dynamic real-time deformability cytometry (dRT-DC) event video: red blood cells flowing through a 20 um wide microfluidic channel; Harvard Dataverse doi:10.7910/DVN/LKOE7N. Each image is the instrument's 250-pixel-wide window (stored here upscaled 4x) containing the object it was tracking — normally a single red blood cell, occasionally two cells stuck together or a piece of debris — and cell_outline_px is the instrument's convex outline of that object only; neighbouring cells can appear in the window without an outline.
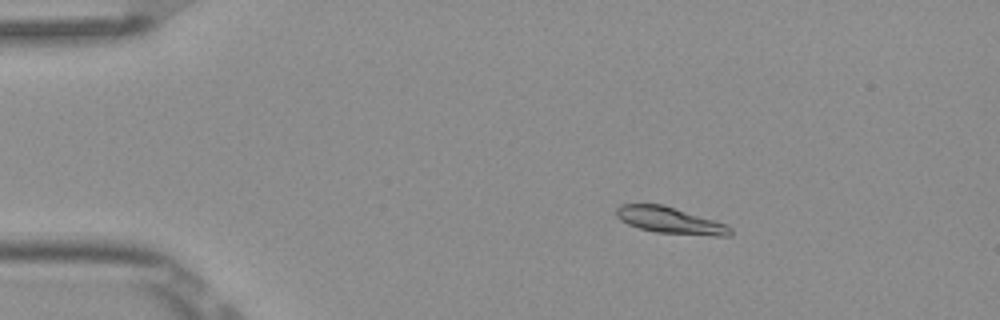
{"species": "Egyptian fruit bat (a non-hibernating species)", "species_latin": "Rousettus aegyptiacus", "temperature_condition": "room temperature", "stored_images_in_passage": 7, "camera_frame_rate_fps": 3000, "um_per_image_px": 0.085, "frame": {"image": 1, "passage_image": 1, "time_ms": 0.0, "image_size_px": [1000, 320], "cell_outline_px": [[732, 236], [712, 236], [656, 232], [640, 228], [628, 224], [620, 220], [616, 216], [616, 208], [620, 204], [664, 204], [728, 224], [732, 228]], "centroid_in_image_um": [57.0, 18.73], "position_along_channel_um": 28.0, "area_um2": 17.8}}
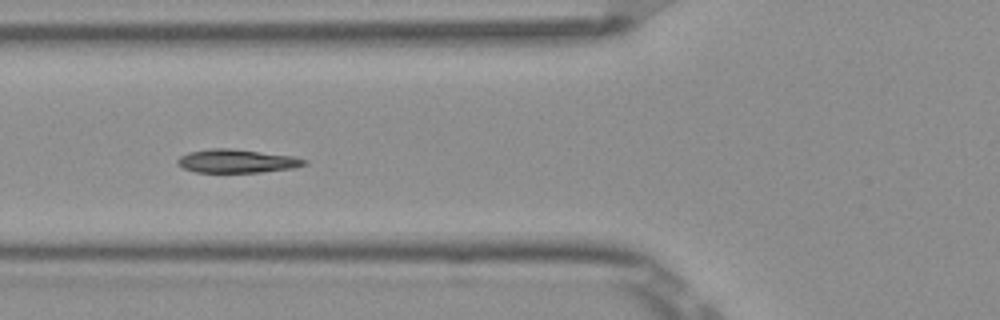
{"frame": {"image": 2, "passage_image": 4, "time_ms": 1.0, "image_size_px": [1000, 320], "cell_outline_px": [[308, 164], [296, 168], [260, 172], [196, 172], [184, 168], [176, 164], [176, 160], [180, 156], [188, 152], [212, 148], [228, 148], [292, 156], [308, 160]], "centroid_in_image_um": [20.14, 13.69], "position_along_channel_um": 105.7, "area_um2": 17.34}}
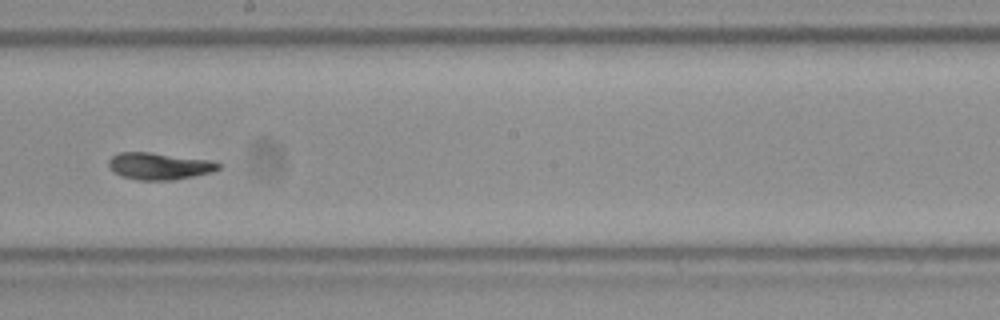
{"frame": {"image": 3, "passage_image": 7, "time_ms": 2.0, "image_size_px": [1000, 320], "cell_outline_px": [[220, 168], [212, 172], [172, 180], [136, 180], [120, 176], [112, 172], [108, 164], [108, 160], [112, 156], [120, 152], [148, 152], [216, 160], [220, 164]], "centroid_in_image_um": [13.53, 14.11], "position_along_channel_um": 234.7, "area_um2": 17.46}}